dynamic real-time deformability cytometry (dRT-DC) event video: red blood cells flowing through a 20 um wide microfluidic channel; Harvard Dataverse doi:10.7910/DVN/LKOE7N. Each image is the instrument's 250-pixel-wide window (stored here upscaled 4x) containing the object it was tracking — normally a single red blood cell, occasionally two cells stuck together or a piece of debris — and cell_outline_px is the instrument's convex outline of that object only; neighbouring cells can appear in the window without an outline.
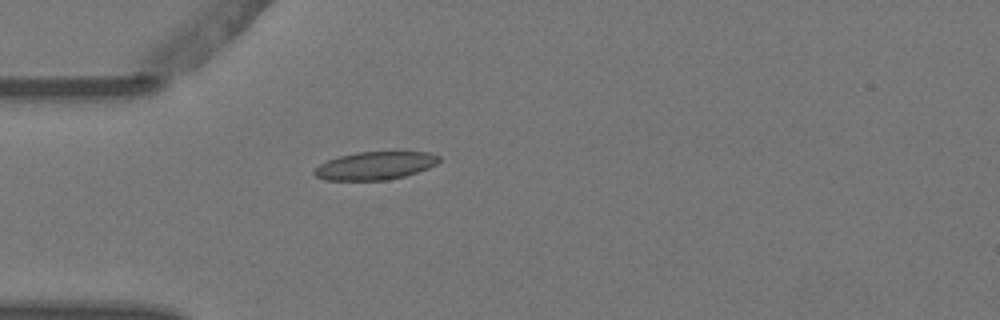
{"species": "Egyptian fruit bat (a non-hibernating species)", "species_latin": "Rousettus aegyptiacus", "temperature_condition": "warm", "stored_images_in_passage": 1, "camera_frame_rate_fps": 3000, "um_per_image_px": 0.085, "animal": {"sex": "female"}, "frame": {"image": 1, "passage_image": 1, "time_ms": 0.0, "image_size_px": [1000, 320], "cell_outline_px": [[440, 160], [436, 164], [428, 168], [404, 176], [388, 180], [324, 180], [316, 176], [312, 172], [320, 164], [328, 160], [340, 156], [356, 152], [428, 152], [440, 156]], "centroid_in_image_um": [31.88, 14.08], "position_along_channel_um": 53.1, "area_um2": 20.23}}